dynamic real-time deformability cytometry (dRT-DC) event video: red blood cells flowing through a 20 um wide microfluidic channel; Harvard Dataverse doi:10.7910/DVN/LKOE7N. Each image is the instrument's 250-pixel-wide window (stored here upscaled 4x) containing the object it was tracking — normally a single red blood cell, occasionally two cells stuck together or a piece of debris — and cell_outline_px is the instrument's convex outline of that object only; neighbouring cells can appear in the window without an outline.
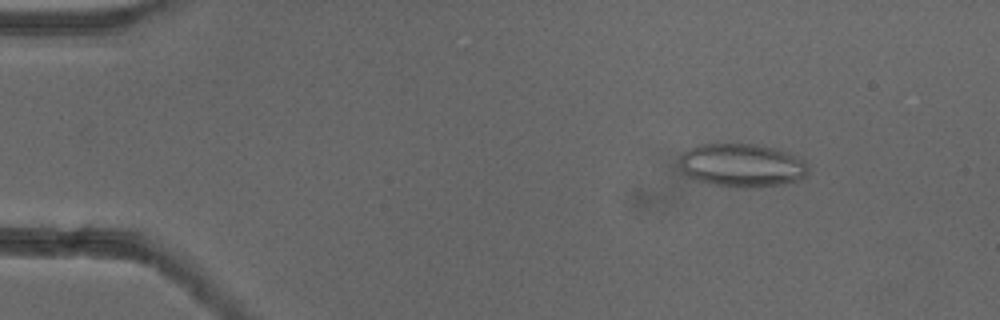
{"species": "common noctule bat (a hibernating species)", "species_latin": "Nyctalus noctula", "temperature_condition": "cold", "stored_images_in_passage": 53, "camera_frame_rate_fps": 3000, "um_per_image_px": 0.085, "animal": {"sex": "female"}, "frame": {"image": 1, "passage_image": 7, "time_ms": 2.0, "image_size_px": [1000, 320], "cell_outline_px": [[808, 172], [800, 180], [780, 184], [744, 188], [736, 188], [708, 184], [696, 180], [688, 176], [680, 168], [680, 156], [688, 148], [700, 144], [756, 144], [776, 148], [800, 156], [804, 160], [808, 168]], "centroid_in_image_um": [63.06, 14.05], "position_along_channel_um": 21.9, "area_um2": 32.89}}
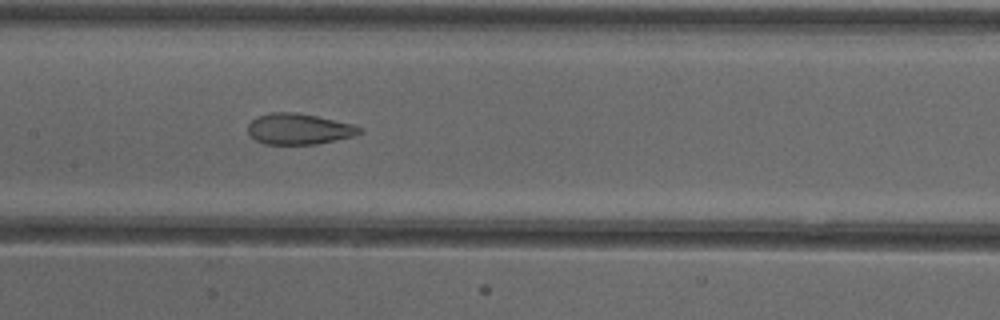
{"frame": {"image": 2, "passage_image": 26, "time_ms": 8.333, "image_size_px": [1000, 320], "cell_outline_px": [[364, 132], [352, 136], [316, 144], [264, 144], [256, 140], [248, 132], [248, 124], [256, 116], [272, 112], [296, 112], [316, 116], [352, 124], [364, 128]], "centroid_in_image_um": [25.4, 10.96], "position_along_channel_um": 182.0, "area_um2": 20.06}}
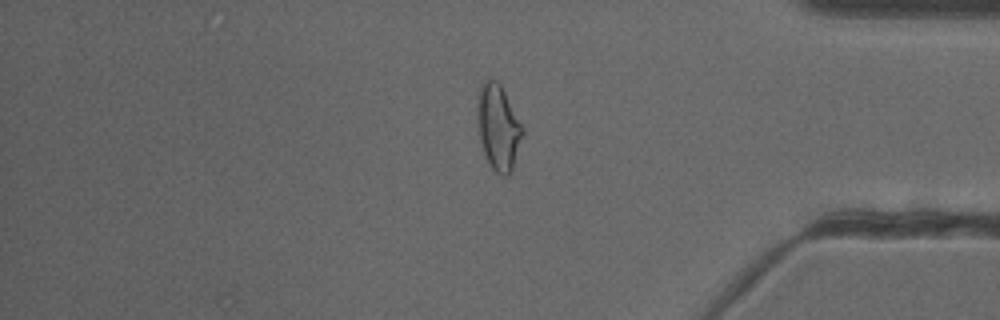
{"frame": {"image": 3, "passage_image": 44, "time_ms": 14.333, "image_size_px": [1000, 320], "cell_outline_px": [[524, 132], [512, 168], [508, 176], [500, 176], [492, 168], [484, 156], [480, 140], [476, 116], [476, 104], [480, 84], [492, 76], [500, 84], [524, 128]], "centroid_in_image_um": [42.32, 10.79], "position_along_channel_um": 392.9, "area_um2": 22.77}, "authors_computed_cell_mechanics": {"area_um2": 23.698, "velocity_mm_per_s": 3.9185, "shape_relaxation_time_tau1_ms": null, "shape_relaxation_time_tau2_ms": 1.4547, "deformation_change_tau1": null, "deformation_change_tau2": 0.0914}}